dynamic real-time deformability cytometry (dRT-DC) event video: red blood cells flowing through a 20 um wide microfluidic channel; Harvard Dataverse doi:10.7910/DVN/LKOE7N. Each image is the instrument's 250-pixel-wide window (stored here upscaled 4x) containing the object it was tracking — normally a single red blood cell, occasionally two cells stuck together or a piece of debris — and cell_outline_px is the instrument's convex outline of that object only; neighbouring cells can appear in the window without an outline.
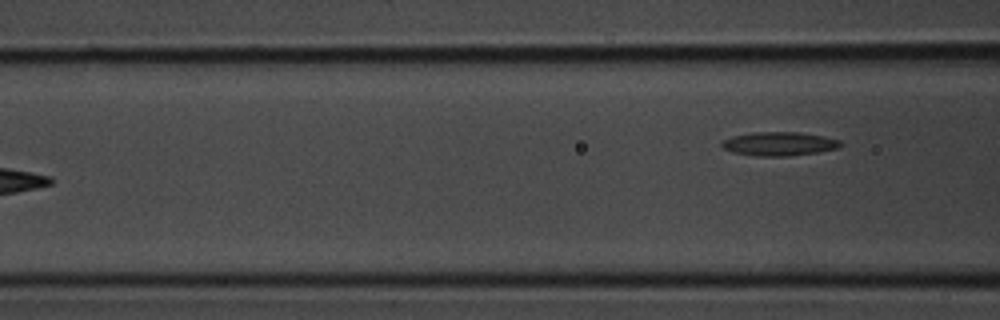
{"species": "common noctule bat (a hibernating species)", "species_latin": "Nyctalus noctula", "temperature_condition": "room temperature", "stored_images_in_passage": 5, "camera_frame_rate_fps": 3000, "um_per_image_px": 0.085, "animal": {"sex": "male", "body_mass_g": 20.1, "forearm_length_mm": 53.5}, "frame": {"image": 1, "passage_image": 5, "time_ms": 1.333, "image_size_px": [1000, 320], "cell_outline_px": [[844, 144], [840, 148], [816, 152], [788, 156], [760, 156], [732, 152], [724, 148], [720, 144], [724, 140], [732, 136], [756, 132], [800, 132], [824, 136], [840, 140]], "centroid_in_image_um": [66.28, 12.22], "position_along_channel_um": 100.3, "area_um2": 16.42}}